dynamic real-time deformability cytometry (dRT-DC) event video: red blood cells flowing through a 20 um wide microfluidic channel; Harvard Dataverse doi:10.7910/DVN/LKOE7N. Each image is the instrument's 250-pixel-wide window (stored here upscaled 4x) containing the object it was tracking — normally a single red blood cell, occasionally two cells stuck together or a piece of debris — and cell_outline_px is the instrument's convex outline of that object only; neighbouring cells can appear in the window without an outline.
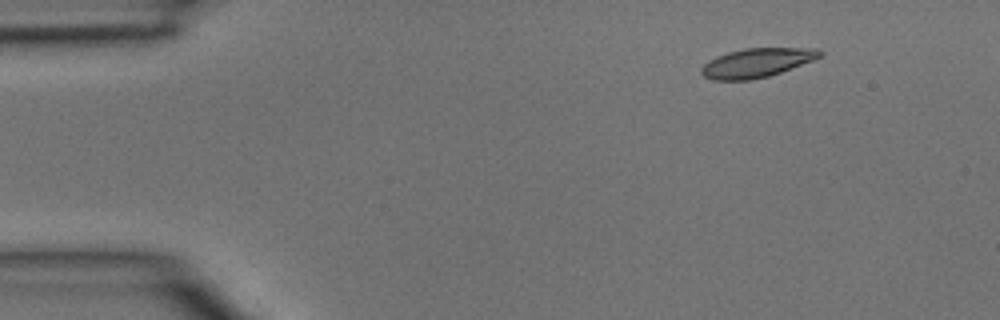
{"species": "common noctule bat (a hibernating species)", "species_latin": "Nyctalus noctula", "temperature_condition": "room temperature", "stored_images_in_passage": 4, "camera_frame_rate_fps": 3000, "um_per_image_px": 0.085, "animal": {"sex": "male", "body_mass_g": 15.6}, "frame": {"image": 1, "passage_image": 2, "time_ms": 0.333, "image_size_px": [1000, 320], "cell_outline_px": [[824, 52], [820, 56], [812, 60], [780, 72], [768, 76], [748, 80], [712, 80], [704, 76], [700, 72], [700, 68], [708, 60], [716, 56], [728, 52], [744, 48], [816, 48]], "centroid_in_image_um": [64.27, 5.33], "position_along_channel_um": 20.7, "area_um2": 19.94}}